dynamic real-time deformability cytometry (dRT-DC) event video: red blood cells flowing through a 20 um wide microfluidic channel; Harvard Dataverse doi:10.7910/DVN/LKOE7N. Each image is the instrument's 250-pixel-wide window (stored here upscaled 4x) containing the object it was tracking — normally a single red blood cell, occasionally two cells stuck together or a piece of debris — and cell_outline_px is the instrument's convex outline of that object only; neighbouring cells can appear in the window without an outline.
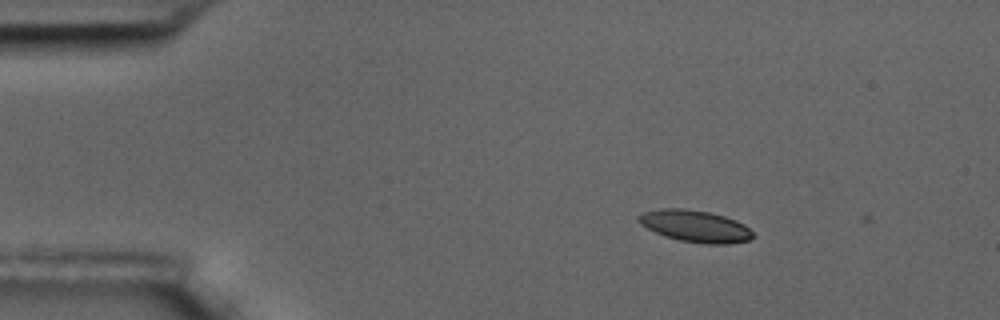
{"species": "common noctule bat (a hibernating species)", "species_latin": "Nyctalus noctula", "temperature_condition": "room temperature", "stored_images_in_passage": 3, "camera_frame_rate_fps": 3000, "um_per_image_px": 0.085, "animal": {"sex": "male", "body_mass_g": 17.5, "forearm_length_mm": 52.3}, "frame": {"image": 1, "passage_image": 1, "time_ms": 0.0, "image_size_px": [1000, 320], "cell_outline_px": [[756, 236], [752, 240], [728, 244], [704, 244], [680, 240], [664, 236], [640, 224], [636, 220], [636, 216], [644, 212], [660, 208], [684, 208], [708, 212], [724, 216], [736, 220], [744, 224]], "centroid_in_image_um": [59.1, 19.22], "position_along_channel_um": 25.9, "area_um2": 21.39}}